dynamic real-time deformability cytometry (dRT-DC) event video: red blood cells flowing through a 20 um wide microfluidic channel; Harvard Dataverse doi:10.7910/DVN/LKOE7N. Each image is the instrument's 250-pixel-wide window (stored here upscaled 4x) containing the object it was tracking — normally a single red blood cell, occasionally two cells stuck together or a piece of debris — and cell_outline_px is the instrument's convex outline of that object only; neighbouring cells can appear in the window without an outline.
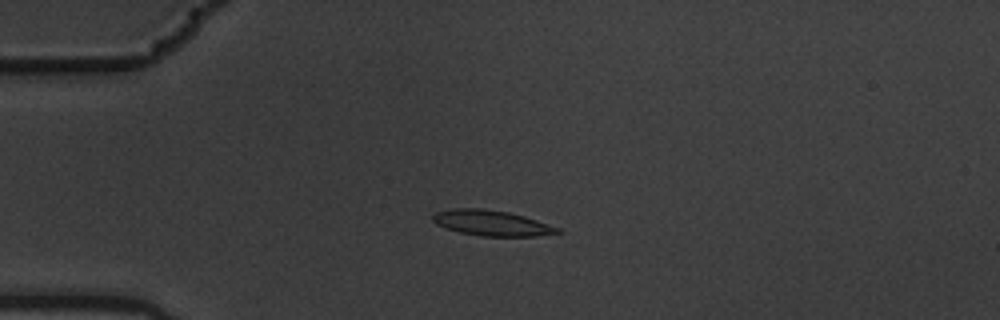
{"species": "common noctule bat (a hibernating species)", "species_latin": "Nyctalus noctula", "temperature_condition": "warm", "stored_images_in_passage": 5, "camera_frame_rate_fps": 3000, "um_per_image_px": 0.085, "animal": {"sex": "male", "body_mass_g": 19.5, "forearm_length_mm": 54.6}, "frame": {"image": 1, "passage_image": 3, "time_ms": 0.667, "image_size_px": [1000, 320], "cell_outline_px": [[560, 232], [536, 236], [480, 236], [460, 232], [436, 224], [432, 220], [432, 216], [436, 212], [452, 208], [480, 208], [508, 212], [524, 216], [560, 228]], "centroid_in_image_um": [41.76, 18.95], "position_along_channel_um": 43.2, "area_um2": 18.32}}
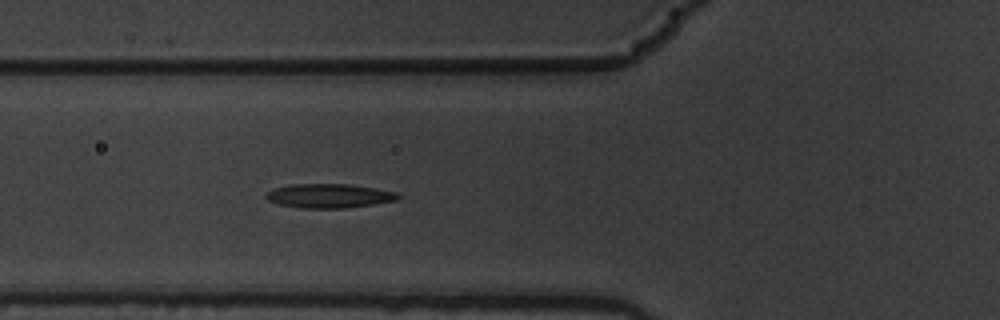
{"frame": {"image": 2, "passage_image": 5, "time_ms": 1.333, "image_size_px": [1000, 320], "cell_outline_px": [[400, 200], [344, 208], [300, 208], [280, 204], [268, 200], [264, 196], [272, 188], [292, 184], [348, 184], [376, 188], [396, 192], [400, 196]], "centroid_in_image_um": [27.98, 16.64], "position_along_channel_um": 97.8, "area_um2": 18.55}}